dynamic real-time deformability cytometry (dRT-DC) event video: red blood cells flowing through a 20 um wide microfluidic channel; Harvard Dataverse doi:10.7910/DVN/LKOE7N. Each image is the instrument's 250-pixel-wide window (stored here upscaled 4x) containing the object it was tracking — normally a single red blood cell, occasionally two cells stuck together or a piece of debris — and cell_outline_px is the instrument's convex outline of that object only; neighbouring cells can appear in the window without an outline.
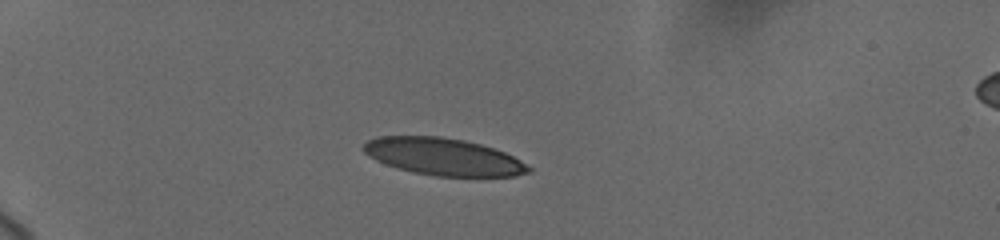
{"species": "human", "species_latin": "Homo sapiens", "temperature_condition": "cold", "stored_images_in_passage": 46, "camera_frame_rate_fps": 3000, "um_per_image_px": 0.085, "donor": {"sex": "female"}, "frame": {"image": 1, "passage_image": 1, "time_ms": 0.0, "image_size_px": [1000, 240], "cell_outline_px": [[532, 172], [516, 176], [436, 176], [412, 172], [396, 168], [376, 160], [364, 152], [360, 148], [368, 140], [376, 136], [440, 136], [464, 140], [480, 144], [504, 152], [520, 160], [532, 168]], "centroid_in_image_um": [37.67, 13.32], "position_along_channel_um": 47.3, "area_um2": 35.78}}
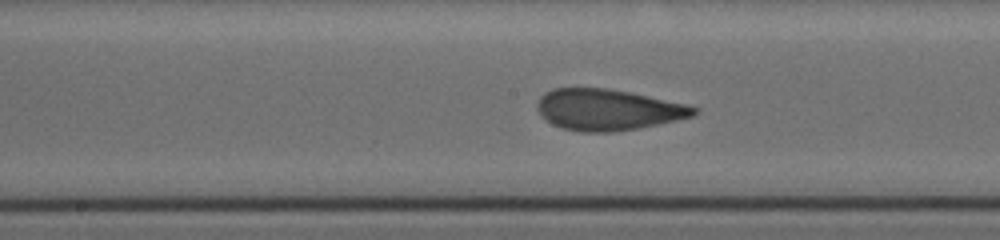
{"frame": {"image": 2, "passage_image": 26, "time_ms": 5.333, "image_size_px": [1000, 240], "cell_outline_px": [[700, 112], [696, 116], [636, 128], [612, 132], [584, 132], [560, 128], [552, 124], [540, 116], [536, 108], [536, 104], [540, 96], [544, 92], [552, 88], [608, 88], [632, 92], [688, 104], [700, 108]], "centroid_in_image_um": [51.67, 9.31], "position_along_channel_um": 196.5, "area_um2": 38.03}}
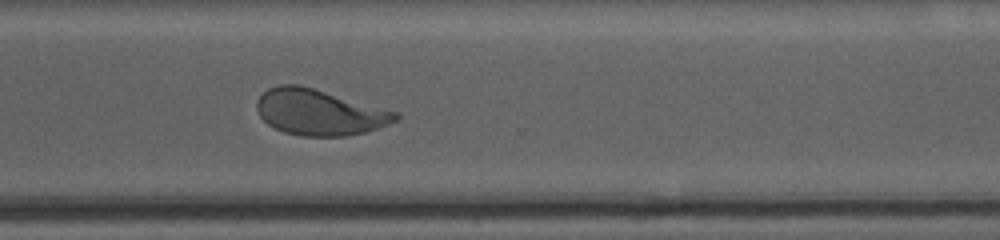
{"frame": {"image": 3, "passage_image": 45, "time_ms": 9.333, "image_size_px": [1000, 240], "cell_outline_px": [[400, 120], [364, 132], [348, 136], [300, 136], [284, 132], [268, 124], [260, 116], [256, 108], [256, 100], [268, 88], [280, 84], [300, 84], [396, 112], [400, 116]], "centroid_in_image_um": [27.11, 9.54], "position_along_channel_um": 343.5, "area_um2": 36.88}}